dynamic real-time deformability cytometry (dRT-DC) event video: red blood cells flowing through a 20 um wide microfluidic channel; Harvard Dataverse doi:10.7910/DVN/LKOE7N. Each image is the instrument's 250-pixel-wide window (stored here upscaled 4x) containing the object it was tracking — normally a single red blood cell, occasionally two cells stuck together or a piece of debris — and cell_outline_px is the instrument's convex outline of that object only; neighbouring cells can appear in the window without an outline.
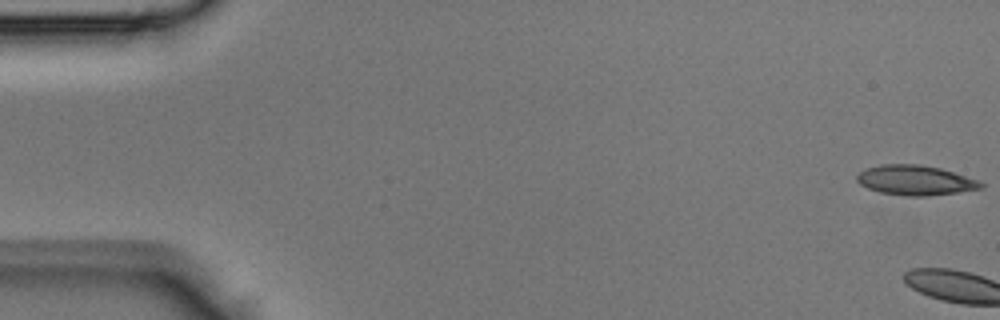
{"species": "Egyptian fruit bat (a non-hibernating species)", "species_latin": "Rousettus aegyptiacus", "temperature_condition": "room temperature", "stored_images_in_passage": 3, "camera_frame_rate_fps": 3000, "um_per_image_px": 0.085, "animal": {"sex": "male"}, "frame": {"image": 1, "passage_image": 1, "time_ms": 0.0, "image_size_px": [1000, 320], "cell_outline_px": [[984, 188], [928, 196], [908, 196], [880, 192], [868, 188], [860, 184], [856, 180], [856, 176], [864, 168], [880, 164], [920, 164], [940, 168], [976, 180], [984, 184]], "centroid_in_image_um": [77.75, 15.31], "position_along_channel_um": 7.3, "area_um2": 21.44}}